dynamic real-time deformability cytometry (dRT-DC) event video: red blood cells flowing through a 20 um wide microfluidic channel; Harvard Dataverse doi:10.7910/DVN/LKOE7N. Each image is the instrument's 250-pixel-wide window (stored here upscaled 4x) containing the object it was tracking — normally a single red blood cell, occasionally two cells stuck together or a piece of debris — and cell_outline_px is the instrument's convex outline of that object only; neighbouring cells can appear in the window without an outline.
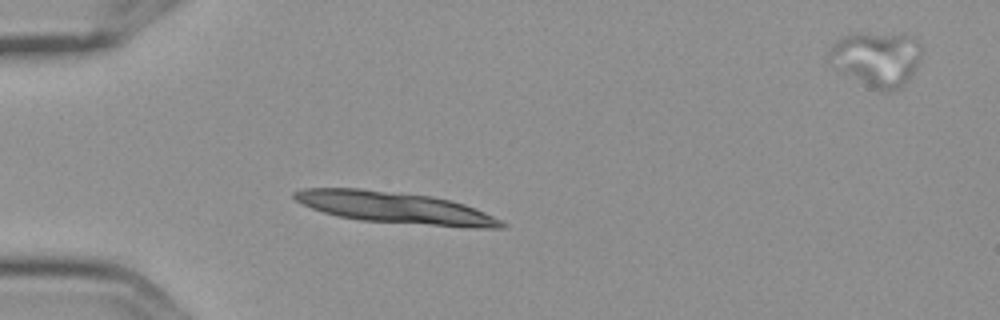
{"species": "Egyptian fruit bat (a non-hibernating species)", "species_latin": "Rousettus aegyptiacus", "temperature_condition": "cold", "stored_images_in_passage": 8, "segment_of_instrument_passage": [1, 2], "camera_frame_rate_fps": 3000, "um_per_image_px": 0.085, "frame": {"image": 1, "passage_image": 4, "time_ms": 1.0, "image_size_px": [1000, 320], "cell_outline_px": [[508, 224], [504, 228], [472, 228], [360, 220], [336, 216], [300, 204], [292, 196], [292, 192], [304, 188], [360, 188], [432, 196], [464, 204], [484, 212]], "centroid_in_image_um": [33.55, 17.65], "position_along_channel_um": 51.4, "area_um2": 37.97}}